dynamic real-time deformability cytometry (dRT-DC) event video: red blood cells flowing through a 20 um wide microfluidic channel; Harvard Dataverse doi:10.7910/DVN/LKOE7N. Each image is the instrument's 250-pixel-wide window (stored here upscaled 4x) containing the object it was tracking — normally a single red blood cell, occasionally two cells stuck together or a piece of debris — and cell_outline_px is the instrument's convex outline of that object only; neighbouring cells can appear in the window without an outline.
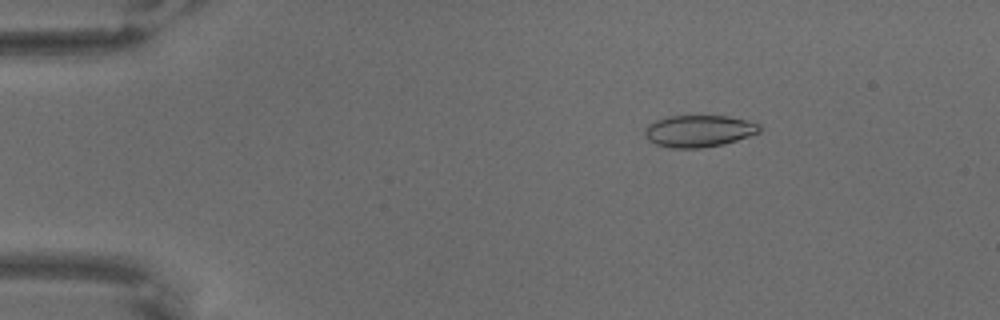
{"species": "common noctule bat (a hibernating species)", "species_latin": "Nyctalus noctula", "temperature_condition": "warm", "stored_images_in_passage": 67, "camera_frame_rate_fps": 3000, "um_per_image_px": 0.085, "animal": {"sex": "male", "body_mass_g": 18.8}, "frame": {"image": 1, "passage_image": 11, "time_ms": 3.333, "image_size_px": [1000, 320], "cell_outline_px": [[760, 132], [724, 144], [704, 148], [672, 148], [656, 144], [648, 140], [644, 136], [644, 132], [648, 124], [656, 120], [668, 116], [728, 116], [760, 124]], "centroid_in_image_um": [59.37, 11.14], "position_along_channel_um": 25.6, "area_um2": 21.27}}
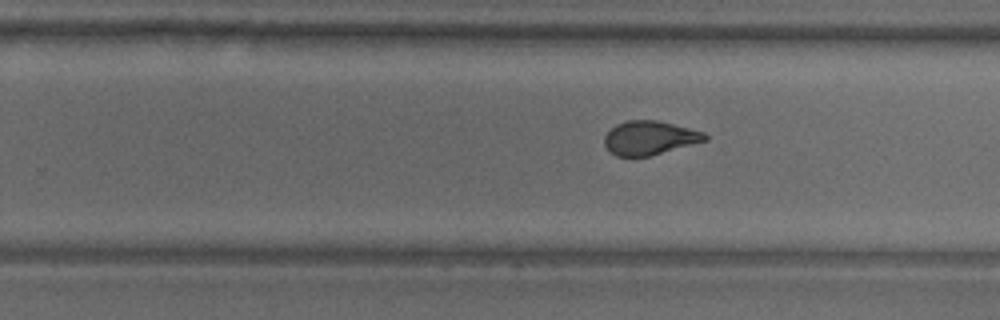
{"frame": {"image": 2, "passage_image": 43, "time_ms": 14.0, "image_size_px": [1000, 320], "cell_outline_px": [[708, 140], [648, 156], [616, 156], [604, 144], [604, 136], [616, 124], [628, 120], [656, 120], [704, 132], [708, 136]], "centroid_in_image_um": [55.21, 11.71], "position_along_channel_um": 274.6, "area_um2": 19.54}}
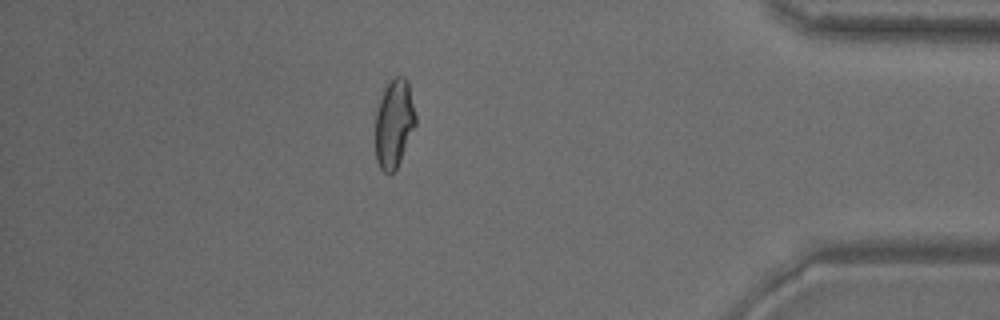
{"frame": {"image": 3, "passage_image": 59, "time_ms": 19.333, "image_size_px": [1000, 320], "cell_outline_px": [[416, 124], [400, 160], [396, 168], [392, 172], [384, 172], [380, 168], [376, 160], [376, 112], [384, 88], [388, 80], [392, 76], [404, 76], [408, 80], [416, 116]], "centroid_in_image_um": [33.5, 10.43], "position_along_channel_um": 401.7, "area_um2": 20.69}}